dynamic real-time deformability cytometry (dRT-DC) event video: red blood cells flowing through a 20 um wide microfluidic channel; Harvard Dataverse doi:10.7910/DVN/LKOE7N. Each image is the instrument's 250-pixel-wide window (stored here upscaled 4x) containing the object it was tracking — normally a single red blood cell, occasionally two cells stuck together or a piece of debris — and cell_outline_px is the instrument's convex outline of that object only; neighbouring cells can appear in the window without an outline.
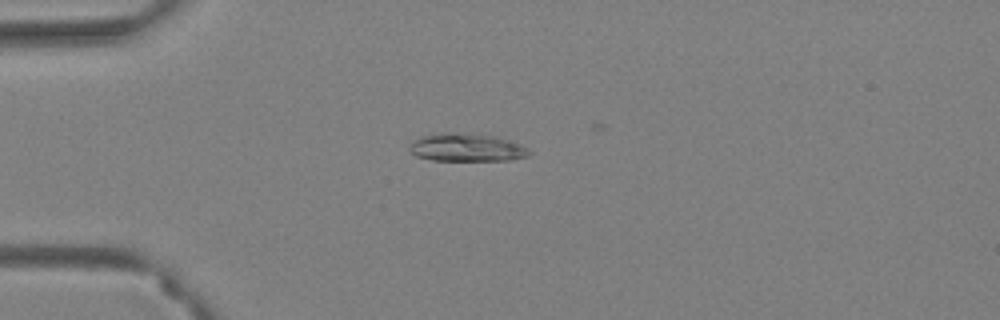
{"species": "Egyptian fruit bat (a non-hibernating species)", "species_latin": "Rousettus aegyptiacus", "temperature_condition": "warm", "stored_images_in_passage": 45, "camera_frame_rate_fps": 3000, "um_per_image_px": 0.085, "animal": {"sex": "female"}, "frame": {"image": 1, "passage_image": 1, "time_ms": 0.0, "image_size_px": [1000, 320], "cell_outline_px": [[532, 152], [528, 156], [508, 160], [432, 160], [416, 156], [408, 148], [412, 140], [420, 136], [496, 136], [520, 144], [528, 148]], "centroid_in_image_um": [39.71, 12.6], "position_along_channel_um": 45.3, "area_um2": 18.32}}
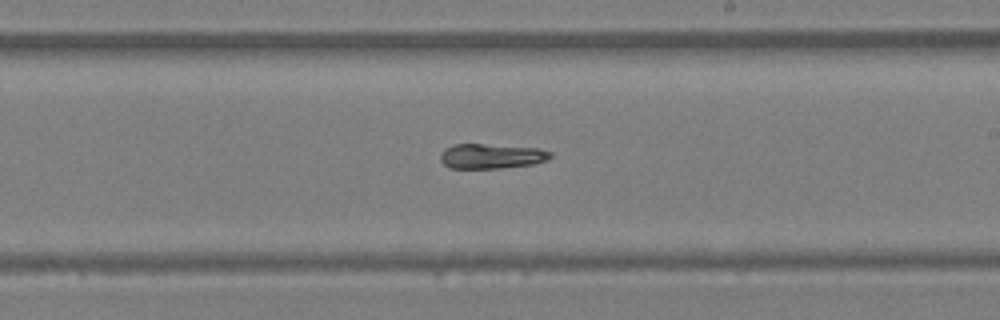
{"frame": {"image": 2, "passage_image": 21, "time_ms": 6.667, "image_size_px": [1000, 320], "cell_outline_px": [[552, 156], [548, 160], [532, 164], [500, 168], [452, 168], [444, 164], [440, 160], [440, 152], [444, 148], [456, 144], [484, 144], [536, 148], [552, 152]], "centroid_in_image_um": [41.75, 13.27], "position_along_channel_um": 247.2, "area_um2": 15.9}}
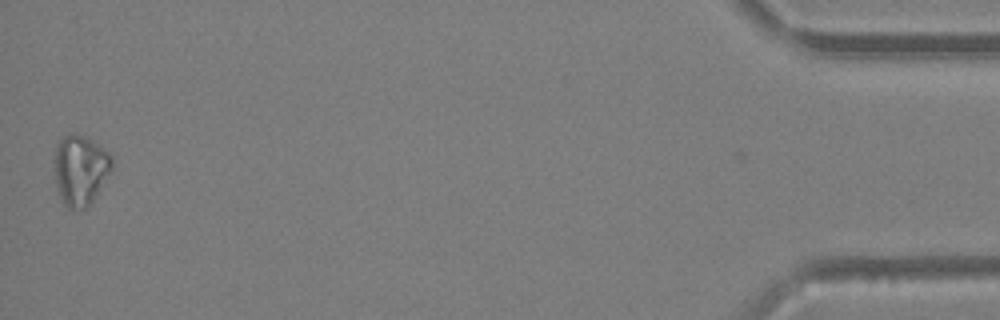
{"frame": {"image": 3, "passage_image": 45, "time_ms": 14.667, "image_size_px": [1000, 320], "cell_outline_px": [[112, 168], [92, 200], [84, 208], [72, 212], [64, 204], [56, 188], [52, 160], [56, 144], [68, 132], [76, 132], [92, 140], [108, 152], [112, 156]], "centroid_in_image_um": [6.76, 14.41], "position_along_channel_um": 428.4, "area_um2": 23.93}}